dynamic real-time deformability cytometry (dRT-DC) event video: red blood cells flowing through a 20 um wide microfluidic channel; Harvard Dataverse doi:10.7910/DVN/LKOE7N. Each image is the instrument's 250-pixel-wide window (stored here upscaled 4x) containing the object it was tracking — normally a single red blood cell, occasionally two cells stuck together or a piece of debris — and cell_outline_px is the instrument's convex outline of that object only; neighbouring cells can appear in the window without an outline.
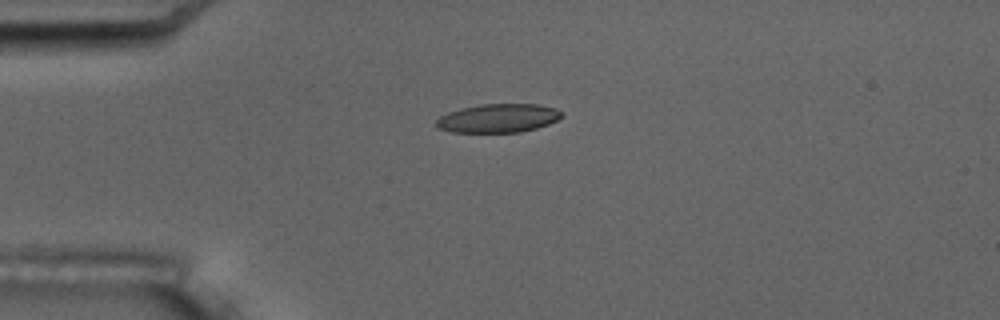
{"species": "common noctule bat (a hibernating species)", "species_latin": "Nyctalus noctula", "temperature_condition": "room temperature", "stored_images_in_passage": 2, "camera_frame_rate_fps": 3000, "um_per_image_px": 0.085, "animal": {"sex": "male", "body_mass_g": 17.5, "forearm_length_mm": 52.3}, "frame": {"image": 1, "passage_image": 2, "time_ms": 1.667, "image_size_px": [1000, 320], "cell_outline_px": [[564, 116], [548, 124], [536, 128], [520, 132], [452, 132], [436, 128], [436, 120], [440, 116], [448, 112], [460, 108], [480, 104], [540, 104], [556, 108], [564, 112]], "centroid_in_image_um": [42.36, 10.04], "position_along_channel_um": 42.6, "area_um2": 21.15}}